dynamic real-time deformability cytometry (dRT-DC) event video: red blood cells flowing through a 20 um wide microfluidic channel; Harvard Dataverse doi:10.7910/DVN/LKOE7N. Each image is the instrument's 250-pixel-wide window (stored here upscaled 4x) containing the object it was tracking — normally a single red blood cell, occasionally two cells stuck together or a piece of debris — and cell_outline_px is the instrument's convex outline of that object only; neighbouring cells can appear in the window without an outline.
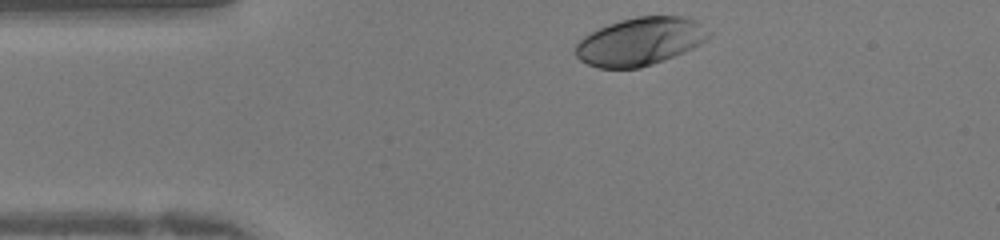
{"species": "human", "species_latin": "Homo sapiens", "temperature_condition": "warm", "stored_images_in_passage": 27, "camera_frame_rate_fps": 3000, "um_per_image_px": 0.085, "donor": {"sex": "female"}, "frame": {"image": 1, "passage_image": 1, "time_ms": 0.0, "image_size_px": [1000, 240], "cell_outline_px": [[712, 36], [700, 44], [684, 52], [664, 60], [640, 68], [600, 68], [588, 64], [580, 60], [576, 56], [576, 44], [584, 36], [608, 24], [620, 20], [636, 16], [684, 16], [696, 20], [712, 32]], "centroid_in_image_um": [54.45, 3.51], "position_along_channel_um": 30.5, "area_um2": 37.22}}
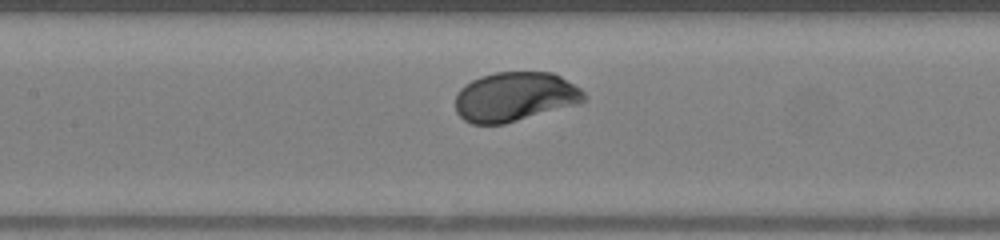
{"frame": {"image": 2, "passage_image": 12, "time_ms": 3.667, "image_size_px": [1000, 240], "cell_outline_px": [[584, 100], [580, 104], [504, 124], [472, 124], [464, 120], [456, 112], [456, 92], [464, 84], [480, 76], [496, 72], [552, 72], [560, 76], [580, 88], [584, 92]], "centroid_in_image_um": [43.75, 8.23], "position_along_channel_um": 163.7, "area_um2": 37.22}}
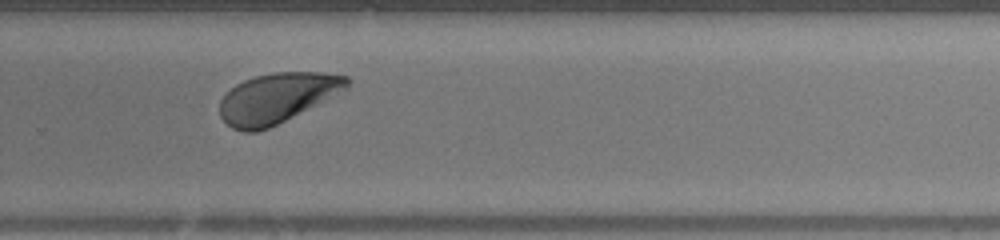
{"frame": {"image": 3, "passage_image": 21, "time_ms": 6.667, "image_size_px": [1000, 240], "cell_outline_px": [[348, 88], [268, 128], [256, 132], [244, 132], [232, 128], [220, 116], [220, 100], [236, 84], [244, 80], [256, 76], [272, 72], [324, 72], [348, 76]], "centroid_in_image_um": [23.53, 8.31], "position_along_channel_um": 306.3, "area_um2": 36.41}}